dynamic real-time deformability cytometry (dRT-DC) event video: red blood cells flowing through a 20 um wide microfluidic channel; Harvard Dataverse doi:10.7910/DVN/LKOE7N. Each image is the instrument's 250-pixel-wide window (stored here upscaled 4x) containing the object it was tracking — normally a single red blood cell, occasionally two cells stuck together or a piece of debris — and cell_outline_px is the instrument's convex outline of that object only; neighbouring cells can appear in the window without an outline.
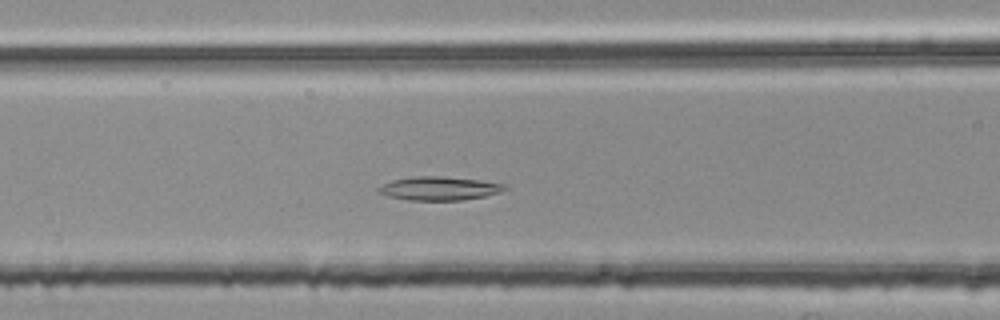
{"species": "common noctule bat (a hibernating species)", "species_latin": "Nyctalus noctula", "temperature_condition": "room temperature", "stored_images_in_passage": 46, "camera_frame_rate_fps": 3000, "um_per_image_px": 0.085, "animal": {"sex": "female", "body_mass_g": 25.1}, "frame": {"image": 1, "passage_image": 17, "time_ms": 5.333, "image_size_px": [1000, 320], "cell_outline_px": [[508, 188], [500, 192], [484, 196], [460, 200], [408, 200], [388, 196], [376, 192], [376, 188], [392, 180], [412, 176], [440, 176], [480, 180], [508, 184]], "centroid_in_image_um": [37.33, 16.01], "position_along_channel_um": 129.3, "area_um2": 17.46}}
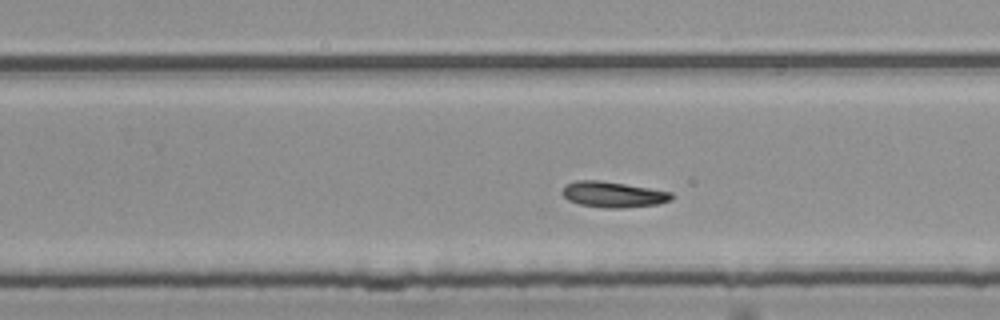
{"frame": {"image": 2, "passage_image": 29, "time_ms": 9.333, "image_size_px": [1000, 320], "cell_outline_px": [[672, 200], [656, 204], [624, 208], [604, 208], [580, 204], [568, 200], [560, 192], [564, 184], [576, 180], [600, 180], [672, 192]], "centroid_in_image_um": [52.06, 16.53], "position_along_channel_um": 277.7, "area_um2": 16.42}}
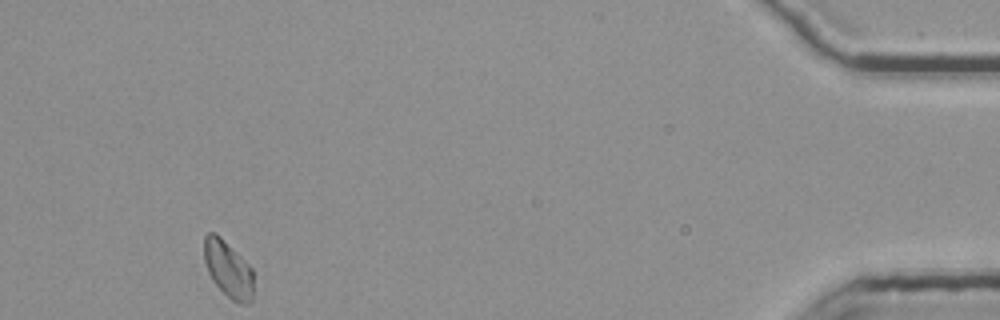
{"frame": {"image": 3, "passage_image": 46, "time_ms": 15.0, "image_size_px": [1000, 320], "cell_outline_px": [[252, 300], [248, 304], [240, 304], [232, 300], [212, 280], [208, 272], [204, 260], [204, 236], [208, 232], [216, 232], [252, 268]], "centroid_in_image_um": [19.37, 22.86], "position_along_channel_um": 415.8, "area_um2": 16.13}}